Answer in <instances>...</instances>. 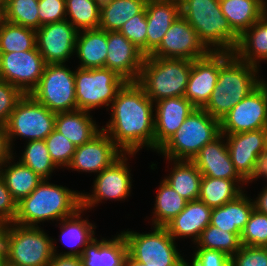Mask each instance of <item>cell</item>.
Returning <instances> with one entry per match:
<instances>
[{
	"instance_id": "cell-1",
	"label": "cell",
	"mask_w": 267,
	"mask_h": 266,
	"mask_svg": "<svg viewBox=\"0 0 267 266\" xmlns=\"http://www.w3.org/2000/svg\"><path fill=\"white\" fill-rule=\"evenodd\" d=\"M109 108L111 117L102 130L123 153L154 151V102L137 82H125Z\"/></svg>"
},
{
	"instance_id": "cell-2",
	"label": "cell",
	"mask_w": 267,
	"mask_h": 266,
	"mask_svg": "<svg viewBox=\"0 0 267 266\" xmlns=\"http://www.w3.org/2000/svg\"><path fill=\"white\" fill-rule=\"evenodd\" d=\"M259 68L239 60L231 52H219L217 83L209 102L203 109L211 117L221 121L237 103L264 80L258 75L261 70Z\"/></svg>"
},
{
	"instance_id": "cell-3",
	"label": "cell",
	"mask_w": 267,
	"mask_h": 266,
	"mask_svg": "<svg viewBox=\"0 0 267 266\" xmlns=\"http://www.w3.org/2000/svg\"><path fill=\"white\" fill-rule=\"evenodd\" d=\"M48 180L43 179L30 195L17 203L14 223L38 227L41 222L68 218L81 208L80 192Z\"/></svg>"
},
{
	"instance_id": "cell-4",
	"label": "cell",
	"mask_w": 267,
	"mask_h": 266,
	"mask_svg": "<svg viewBox=\"0 0 267 266\" xmlns=\"http://www.w3.org/2000/svg\"><path fill=\"white\" fill-rule=\"evenodd\" d=\"M179 1L181 16L211 52H234L239 35L222 13L219 0Z\"/></svg>"
},
{
	"instance_id": "cell-5",
	"label": "cell",
	"mask_w": 267,
	"mask_h": 266,
	"mask_svg": "<svg viewBox=\"0 0 267 266\" xmlns=\"http://www.w3.org/2000/svg\"><path fill=\"white\" fill-rule=\"evenodd\" d=\"M41 226L8 223L0 226V255L18 266H48L53 253V238Z\"/></svg>"
},
{
	"instance_id": "cell-6",
	"label": "cell",
	"mask_w": 267,
	"mask_h": 266,
	"mask_svg": "<svg viewBox=\"0 0 267 266\" xmlns=\"http://www.w3.org/2000/svg\"><path fill=\"white\" fill-rule=\"evenodd\" d=\"M192 61L145 56L137 83L155 103L160 99L184 96Z\"/></svg>"
},
{
	"instance_id": "cell-7",
	"label": "cell",
	"mask_w": 267,
	"mask_h": 266,
	"mask_svg": "<svg viewBox=\"0 0 267 266\" xmlns=\"http://www.w3.org/2000/svg\"><path fill=\"white\" fill-rule=\"evenodd\" d=\"M220 134V121L204 109L195 108L157 153L166 160H192L202 147Z\"/></svg>"
},
{
	"instance_id": "cell-8",
	"label": "cell",
	"mask_w": 267,
	"mask_h": 266,
	"mask_svg": "<svg viewBox=\"0 0 267 266\" xmlns=\"http://www.w3.org/2000/svg\"><path fill=\"white\" fill-rule=\"evenodd\" d=\"M152 227L153 232L148 233L129 229L121 231L126 239L128 254L138 262L152 266H187V259L176 248L177 243L166 227Z\"/></svg>"
},
{
	"instance_id": "cell-9",
	"label": "cell",
	"mask_w": 267,
	"mask_h": 266,
	"mask_svg": "<svg viewBox=\"0 0 267 266\" xmlns=\"http://www.w3.org/2000/svg\"><path fill=\"white\" fill-rule=\"evenodd\" d=\"M125 80L108 68L75 70V93L77 110L93 111L109 107Z\"/></svg>"
},
{
	"instance_id": "cell-10",
	"label": "cell",
	"mask_w": 267,
	"mask_h": 266,
	"mask_svg": "<svg viewBox=\"0 0 267 266\" xmlns=\"http://www.w3.org/2000/svg\"><path fill=\"white\" fill-rule=\"evenodd\" d=\"M56 113L38 102L31 94H25L11 112L5 125L10 145L13 140L24 138L26 142L45 140L54 130Z\"/></svg>"
},
{
	"instance_id": "cell-11",
	"label": "cell",
	"mask_w": 267,
	"mask_h": 266,
	"mask_svg": "<svg viewBox=\"0 0 267 266\" xmlns=\"http://www.w3.org/2000/svg\"><path fill=\"white\" fill-rule=\"evenodd\" d=\"M30 94L52 112L77 110L75 70L66 64H46L38 86Z\"/></svg>"
},
{
	"instance_id": "cell-12",
	"label": "cell",
	"mask_w": 267,
	"mask_h": 266,
	"mask_svg": "<svg viewBox=\"0 0 267 266\" xmlns=\"http://www.w3.org/2000/svg\"><path fill=\"white\" fill-rule=\"evenodd\" d=\"M133 156H136V153H123L109 167L97 174L93 180L92 193L81 192V208L85 211L91 210L105 200L122 201L131 196L132 177L127 162Z\"/></svg>"
},
{
	"instance_id": "cell-13",
	"label": "cell",
	"mask_w": 267,
	"mask_h": 266,
	"mask_svg": "<svg viewBox=\"0 0 267 266\" xmlns=\"http://www.w3.org/2000/svg\"><path fill=\"white\" fill-rule=\"evenodd\" d=\"M267 128V82L263 80L220 121L221 134Z\"/></svg>"
},
{
	"instance_id": "cell-14",
	"label": "cell",
	"mask_w": 267,
	"mask_h": 266,
	"mask_svg": "<svg viewBox=\"0 0 267 266\" xmlns=\"http://www.w3.org/2000/svg\"><path fill=\"white\" fill-rule=\"evenodd\" d=\"M37 47L32 50L0 53V79L30 94L39 84L45 67Z\"/></svg>"
},
{
	"instance_id": "cell-15",
	"label": "cell",
	"mask_w": 267,
	"mask_h": 266,
	"mask_svg": "<svg viewBox=\"0 0 267 266\" xmlns=\"http://www.w3.org/2000/svg\"><path fill=\"white\" fill-rule=\"evenodd\" d=\"M210 52L193 27L179 16L171 24L160 45L149 56L193 61L207 56Z\"/></svg>"
},
{
	"instance_id": "cell-16",
	"label": "cell",
	"mask_w": 267,
	"mask_h": 266,
	"mask_svg": "<svg viewBox=\"0 0 267 266\" xmlns=\"http://www.w3.org/2000/svg\"><path fill=\"white\" fill-rule=\"evenodd\" d=\"M78 30L67 20L44 24L36 30V47L45 64H65L75 55Z\"/></svg>"
},
{
	"instance_id": "cell-17",
	"label": "cell",
	"mask_w": 267,
	"mask_h": 266,
	"mask_svg": "<svg viewBox=\"0 0 267 266\" xmlns=\"http://www.w3.org/2000/svg\"><path fill=\"white\" fill-rule=\"evenodd\" d=\"M123 152L107 133L101 130L90 141L76 147L67 169L99 174L117 160Z\"/></svg>"
},
{
	"instance_id": "cell-18",
	"label": "cell",
	"mask_w": 267,
	"mask_h": 266,
	"mask_svg": "<svg viewBox=\"0 0 267 266\" xmlns=\"http://www.w3.org/2000/svg\"><path fill=\"white\" fill-rule=\"evenodd\" d=\"M107 49L105 68L126 82H137L145 55L119 31L107 32Z\"/></svg>"
},
{
	"instance_id": "cell-19",
	"label": "cell",
	"mask_w": 267,
	"mask_h": 266,
	"mask_svg": "<svg viewBox=\"0 0 267 266\" xmlns=\"http://www.w3.org/2000/svg\"><path fill=\"white\" fill-rule=\"evenodd\" d=\"M224 136L234 168L246 181L253 173L258 156L265 152L266 129Z\"/></svg>"
},
{
	"instance_id": "cell-20",
	"label": "cell",
	"mask_w": 267,
	"mask_h": 266,
	"mask_svg": "<svg viewBox=\"0 0 267 266\" xmlns=\"http://www.w3.org/2000/svg\"><path fill=\"white\" fill-rule=\"evenodd\" d=\"M192 161L202 176L234 180L241 188L246 185L234 168L224 134L202 147Z\"/></svg>"
},
{
	"instance_id": "cell-21",
	"label": "cell",
	"mask_w": 267,
	"mask_h": 266,
	"mask_svg": "<svg viewBox=\"0 0 267 266\" xmlns=\"http://www.w3.org/2000/svg\"><path fill=\"white\" fill-rule=\"evenodd\" d=\"M219 74V52L192 61L184 97L195 108L203 109L209 102Z\"/></svg>"
},
{
	"instance_id": "cell-22",
	"label": "cell",
	"mask_w": 267,
	"mask_h": 266,
	"mask_svg": "<svg viewBox=\"0 0 267 266\" xmlns=\"http://www.w3.org/2000/svg\"><path fill=\"white\" fill-rule=\"evenodd\" d=\"M154 106V152H157L195 107L184 96L160 99Z\"/></svg>"
},
{
	"instance_id": "cell-23",
	"label": "cell",
	"mask_w": 267,
	"mask_h": 266,
	"mask_svg": "<svg viewBox=\"0 0 267 266\" xmlns=\"http://www.w3.org/2000/svg\"><path fill=\"white\" fill-rule=\"evenodd\" d=\"M147 39L146 56L161 43L171 24L181 16L179 0H147Z\"/></svg>"
},
{
	"instance_id": "cell-24",
	"label": "cell",
	"mask_w": 267,
	"mask_h": 266,
	"mask_svg": "<svg viewBox=\"0 0 267 266\" xmlns=\"http://www.w3.org/2000/svg\"><path fill=\"white\" fill-rule=\"evenodd\" d=\"M212 208L198 200L188 201L185 208L165 227L174 240L192 238L193 244L199 239L211 219Z\"/></svg>"
},
{
	"instance_id": "cell-25",
	"label": "cell",
	"mask_w": 267,
	"mask_h": 266,
	"mask_svg": "<svg viewBox=\"0 0 267 266\" xmlns=\"http://www.w3.org/2000/svg\"><path fill=\"white\" fill-rule=\"evenodd\" d=\"M84 209L80 208L74 215L60 220L58 224L60 230L59 241L68 246L69 251L58 253L57 246L55 244V238L53 239V253L63 256H76L80 257L83 254L84 248L95 239L96 224L88 221V219H82ZM82 247V248H81Z\"/></svg>"
},
{
	"instance_id": "cell-26",
	"label": "cell",
	"mask_w": 267,
	"mask_h": 266,
	"mask_svg": "<svg viewBox=\"0 0 267 266\" xmlns=\"http://www.w3.org/2000/svg\"><path fill=\"white\" fill-rule=\"evenodd\" d=\"M128 247L120 232L111 239H93L80 256L83 266H123Z\"/></svg>"
},
{
	"instance_id": "cell-27",
	"label": "cell",
	"mask_w": 267,
	"mask_h": 266,
	"mask_svg": "<svg viewBox=\"0 0 267 266\" xmlns=\"http://www.w3.org/2000/svg\"><path fill=\"white\" fill-rule=\"evenodd\" d=\"M253 209V200L243 192L235 200L212 208L210 225L226 232L241 234Z\"/></svg>"
},
{
	"instance_id": "cell-28",
	"label": "cell",
	"mask_w": 267,
	"mask_h": 266,
	"mask_svg": "<svg viewBox=\"0 0 267 266\" xmlns=\"http://www.w3.org/2000/svg\"><path fill=\"white\" fill-rule=\"evenodd\" d=\"M90 113L85 110L56 113L54 129L74 145L81 146L102 130Z\"/></svg>"
},
{
	"instance_id": "cell-29",
	"label": "cell",
	"mask_w": 267,
	"mask_h": 266,
	"mask_svg": "<svg viewBox=\"0 0 267 266\" xmlns=\"http://www.w3.org/2000/svg\"><path fill=\"white\" fill-rule=\"evenodd\" d=\"M107 50V31L98 28L78 32L75 47V55L81 63L78 68H105Z\"/></svg>"
},
{
	"instance_id": "cell-30",
	"label": "cell",
	"mask_w": 267,
	"mask_h": 266,
	"mask_svg": "<svg viewBox=\"0 0 267 266\" xmlns=\"http://www.w3.org/2000/svg\"><path fill=\"white\" fill-rule=\"evenodd\" d=\"M233 54L257 67H260L261 61H267V12L239 36Z\"/></svg>"
},
{
	"instance_id": "cell-31",
	"label": "cell",
	"mask_w": 267,
	"mask_h": 266,
	"mask_svg": "<svg viewBox=\"0 0 267 266\" xmlns=\"http://www.w3.org/2000/svg\"><path fill=\"white\" fill-rule=\"evenodd\" d=\"M231 28L240 36L267 12V0H219Z\"/></svg>"
},
{
	"instance_id": "cell-32",
	"label": "cell",
	"mask_w": 267,
	"mask_h": 266,
	"mask_svg": "<svg viewBox=\"0 0 267 266\" xmlns=\"http://www.w3.org/2000/svg\"><path fill=\"white\" fill-rule=\"evenodd\" d=\"M167 161L172 163L171 171L163 180L187 201L198 200L203 176L195 163L192 160L167 159Z\"/></svg>"
},
{
	"instance_id": "cell-33",
	"label": "cell",
	"mask_w": 267,
	"mask_h": 266,
	"mask_svg": "<svg viewBox=\"0 0 267 266\" xmlns=\"http://www.w3.org/2000/svg\"><path fill=\"white\" fill-rule=\"evenodd\" d=\"M14 156L0 167V175L13 199L18 203L30 195L43 178L20 161L15 163Z\"/></svg>"
},
{
	"instance_id": "cell-34",
	"label": "cell",
	"mask_w": 267,
	"mask_h": 266,
	"mask_svg": "<svg viewBox=\"0 0 267 266\" xmlns=\"http://www.w3.org/2000/svg\"><path fill=\"white\" fill-rule=\"evenodd\" d=\"M147 0H101L99 28L119 31L130 18L139 14Z\"/></svg>"
},
{
	"instance_id": "cell-35",
	"label": "cell",
	"mask_w": 267,
	"mask_h": 266,
	"mask_svg": "<svg viewBox=\"0 0 267 266\" xmlns=\"http://www.w3.org/2000/svg\"><path fill=\"white\" fill-rule=\"evenodd\" d=\"M155 197L152 226L165 227L173 220L188 202L181 197L166 181L161 180Z\"/></svg>"
},
{
	"instance_id": "cell-36",
	"label": "cell",
	"mask_w": 267,
	"mask_h": 266,
	"mask_svg": "<svg viewBox=\"0 0 267 266\" xmlns=\"http://www.w3.org/2000/svg\"><path fill=\"white\" fill-rule=\"evenodd\" d=\"M243 192L244 187L241 188L234 180L203 176L199 200L208 207L216 208L235 200Z\"/></svg>"
},
{
	"instance_id": "cell-37",
	"label": "cell",
	"mask_w": 267,
	"mask_h": 266,
	"mask_svg": "<svg viewBox=\"0 0 267 266\" xmlns=\"http://www.w3.org/2000/svg\"><path fill=\"white\" fill-rule=\"evenodd\" d=\"M100 5L101 0H65L66 20L78 31L98 29Z\"/></svg>"
},
{
	"instance_id": "cell-38",
	"label": "cell",
	"mask_w": 267,
	"mask_h": 266,
	"mask_svg": "<svg viewBox=\"0 0 267 266\" xmlns=\"http://www.w3.org/2000/svg\"><path fill=\"white\" fill-rule=\"evenodd\" d=\"M36 48V30L5 22L0 28V53Z\"/></svg>"
},
{
	"instance_id": "cell-39",
	"label": "cell",
	"mask_w": 267,
	"mask_h": 266,
	"mask_svg": "<svg viewBox=\"0 0 267 266\" xmlns=\"http://www.w3.org/2000/svg\"><path fill=\"white\" fill-rule=\"evenodd\" d=\"M240 236L241 234L226 232L209 224V226L201 232L194 247H196V249L221 251L231 258L242 246Z\"/></svg>"
},
{
	"instance_id": "cell-40",
	"label": "cell",
	"mask_w": 267,
	"mask_h": 266,
	"mask_svg": "<svg viewBox=\"0 0 267 266\" xmlns=\"http://www.w3.org/2000/svg\"><path fill=\"white\" fill-rule=\"evenodd\" d=\"M19 161L43 179L51 178L53 171L60 169L51 160L44 140L26 142V147L24 144V152H22L21 158L19 157Z\"/></svg>"
},
{
	"instance_id": "cell-41",
	"label": "cell",
	"mask_w": 267,
	"mask_h": 266,
	"mask_svg": "<svg viewBox=\"0 0 267 266\" xmlns=\"http://www.w3.org/2000/svg\"><path fill=\"white\" fill-rule=\"evenodd\" d=\"M6 21L34 30L39 29L38 0H4Z\"/></svg>"
},
{
	"instance_id": "cell-42",
	"label": "cell",
	"mask_w": 267,
	"mask_h": 266,
	"mask_svg": "<svg viewBox=\"0 0 267 266\" xmlns=\"http://www.w3.org/2000/svg\"><path fill=\"white\" fill-rule=\"evenodd\" d=\"M240 240L243 246L267 247V214L254 208Z\"/></svg>"
},
{
	"instance_id": "cell-43",
	"label": "cell",
	"mask_w": 267,
	"mask_h": 266,
	"mask_svg": "<svg viewBox=\"0 0 267 266\" xmlns=\"http://www.w3.org/2000/svg\"><path fill=\"white\" fill-rule=\"evenodd\" d=\"M44 141L51 160L57 167L66 169L72 160L77 146L55 129L45 138Z\"/></svg>"
},
{
	"instance_id": "cell-44",
	"label": "cell",
	"mask_w": 267,
	"mask_h": 266,
	"mask_svg": "<svg viewBox=\"0 0 267 266\" xmlns=\"http://www.w3.org/2000/svg\"><path fill=\"white\" fill-rule=\"evenodd\" d=\"M119 32L146 56L147 19L145 8L124 23Z\"/></svg>"
},
{
	"instance_id": "cell-45",
	"label": "cell",
	"mask_w": 267,
	"mask_h": 266,
	"mask_svg": "<svg viewBox=\"0 0 267 266\" xmlns=\"http://www.w3.org/2000/svg\"><path fill=\"white\" fill-rule=\"evenodd\" d=\"M25 94L12 84L0 79V126H5L11 112Z\"/></svg>"
},
{
	"instance_id": "cell-46",
	"label": "cell",
	"mask_w": 267,
	"mask_h": 266,
	"mask_svg": "<svg viewBox=\"0 0 267 266\" xmlns=\"http://www.w3.org/2000/svg\"><path fill=\"white\" fill-rule=\"evenodd\" d=\"M231 266H267V247L241 246L230 258Z\"/></svg>"
},
{
	"instance_id": "cell-47",
	"label": "cell",
	"mask_w": 267,
	"mask_h": 266,
	"mask_svg": "<svg viewBox=\"0 0 267 266\" xmlns=\"http://www.w3.org/2000/svg\"><path fill=\"white\" fill-rule=\"evenodd\" d=\"M39 27L66 20L65 0H38Z\"/></svg>"
},
{
	"instance_id": "cell-48",
	"label": "cell",
	"mask_w": 267,
	"mask_h": 266,
	"mask_svg": "<svg viewBox=\"0 0 267 266\" xmlns=\"http://www.w3.org/2000/svg\"><path fill=\"white\" fill-rule=\"evenodd\" d=\"M194 251L192 261L187 262V266H231L230 257L221 251L211 249H194Z\"/></svg>"
},
{
	"instance_id": "cell-49",
	"label": "cell",
	"mask_w": 267,
	"mask_h": 266,
	"mask_svg": "<svg viewBox=\"0 0 267 266\" xmlns=\"http://www.w3.org/2000/svg\"><path fill=\"white\" fill-rule=\"evenodd\" d=\"M17 215V202L13 199L0 175V226L13 223Z\"/></svg>"
},
{
	"instance_id": "cell-50",
	"label": "cell",
	"mask_w": 267,
	"mask_h": 266,
	"mask_svg": "<svg viewBox=\"0 0 267 266\" xmlns=\"http://www.w3.org/2000/svg\"><path fill=\"white\" fill-rule=\"evenodd\" d=\"M14 153L9 142L5 126H0V167L13 157Z\"/></svg>"
},
{
	"instance_id": "cell-51",
	"label": "cell",
	"mask_w": 267,
	"mask_h": 266,
	"mask_svg": "<svg viewBox=\"0 0 267 266\" xmlns=\"http://www.w3.org/2000/svg\"><path fill=\"white\" fill-rule=\"evenodd\" d=\"M267 180V153H261L256 162H255V166H254V170L253 173L251 174V176L246 180V184L252 183L253 180H257L258 178H263Z\"/></svg>"
},
{
	"instance_id": "cell-52",
	"label": "cell",
	"mask_w": 267,
	"mask_h": 266,
	"mask_svg": "<svg viewBox=\"0 0 267 266\" xmlns=\"http://www.w3.org/2000/svg\"><path fill=\"white\" fill-rule=\"evenodd\" d=\"M48 266H83L81 257L54 254Z\"/></svg>"
},
{
	"instance_id": "cell-53",
	"label": "cell",
	"mask_w": 267,
	"mask_h": 266,
	"mask_svg": "<svg viewBox=\"0 0 267 266\" xmlns=\"http://www.w3.org/2000/svg\"><path fill=\"white\" fill-rule=\"evenodd\" d=\"M257 196L256 200L253 198L254 208L261 213L267 214V183Z\"/></svg>"
},
{
	"instance_id": "cell-54",
	"label": "cell",
	"mask_w": 267,
	"mask_h": 266,
	"mask_svg": "<svg viewBox=\"0 0 267 266\" xmlns=\"http://www.w3.org/2000/svg\"><path fill=\"white\" fill-rule=\"evenodd\" d=\"M123 266H152L151 264H143L133 259L129 254L125 257Z\"/></svg>"
},
{
	"instance_id": "cell-55",
	"label": "cell",
	"mask_w": 267,
	"mask_h": 266,
	"mask_svg": "<svg viewBox=\"0 0 267 266\" xmlns=\"http://www.w3.org/2000/svg\"><path fill=\"white\" fill-rule=\"evenodd\" d=\"M6 22L5 2L0 0V28Z\"/></svg>"
},
{
	"instance_id": "cell-56",
	"label": "cell",
	"mask_w": 267,
	"mask_h": 266,
	"mask_svg": "<svg viewBox=\"0 0 267 266\" xmlns=\"http://www.w3.org/2000/svg\"><path fill=\"white\" fill-rule=\"evenodd\" d=\"M0 266H18L13 263H10L9 261L5 260L1 255H0Z\"/></svg>"
},
{
	"instance_id": "cell-57",
	"label": "cell",
	"mask_w": 267,
	"mask_h": 266,
	"mask_svg": "<svg viewBox=\"0 0 267 266\" xmlns=\"http://www.w3.org/2000/svg\"><path fill=\"white\" fill-rule=\"evenodd\" d=\"M265 152L267 153V128H266Z\"/></svg>"
}]
</instances>
